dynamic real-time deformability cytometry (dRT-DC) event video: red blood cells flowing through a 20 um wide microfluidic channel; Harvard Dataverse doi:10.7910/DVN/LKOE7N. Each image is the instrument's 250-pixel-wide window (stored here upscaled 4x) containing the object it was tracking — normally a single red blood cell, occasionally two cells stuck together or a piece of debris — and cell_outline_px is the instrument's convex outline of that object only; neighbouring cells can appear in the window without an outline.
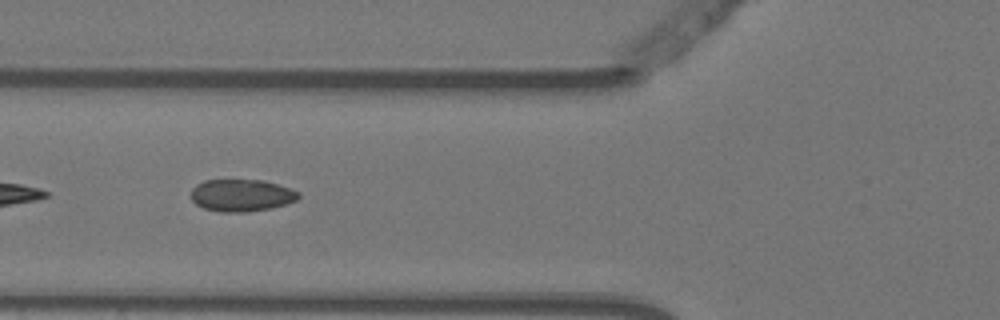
{"species": "Egyptian fruit bat (a non-hibernating species)", "species_latin": "Rousettus aegyptiacus", "temperature_condition": "warm", "stored_images_in_passage": 7, "camera_frame_rate_fps": 3000, "um_per_image_px": 0.085, "animal": {"sex": "female"}, "frame": {"image": 1, "passage_image": 6, "time_ms": 1.667, "image_size_px": [1000, 320], "cell_outline_px": [[300, 196], [296, 200], [288, 204], [272, 208], [244, 212], [220, 212], [204, 208], [196, 204], [192, 200], [192, 188], [196, 184], [204, 180], [264, 180], [300, 192]], "centroid_in_image_um": [20.53, 16.6], "position_along_channel_um": 105.3, "area_um2": 20.17}}
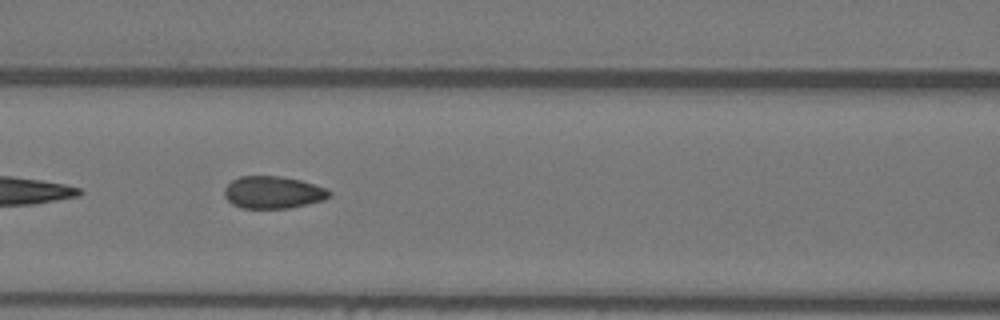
{"frame": {"image": 2, "passage_image": 7, "time_ms": 2.0, "image_size_px": [1000, 320], "cell_outline_px": [[332, 196], [324, 200], [288, 208], [244, 208], [232, 204], [224, 196], [224, 188], [232, 180], [240, 176], [280, 176], [300, 180], [328, 188], [332, 192]], "centroid_in_image_um": [23.23, 16.34], "position_along_channel_um": 143.4, "area_um2": 19.83}}